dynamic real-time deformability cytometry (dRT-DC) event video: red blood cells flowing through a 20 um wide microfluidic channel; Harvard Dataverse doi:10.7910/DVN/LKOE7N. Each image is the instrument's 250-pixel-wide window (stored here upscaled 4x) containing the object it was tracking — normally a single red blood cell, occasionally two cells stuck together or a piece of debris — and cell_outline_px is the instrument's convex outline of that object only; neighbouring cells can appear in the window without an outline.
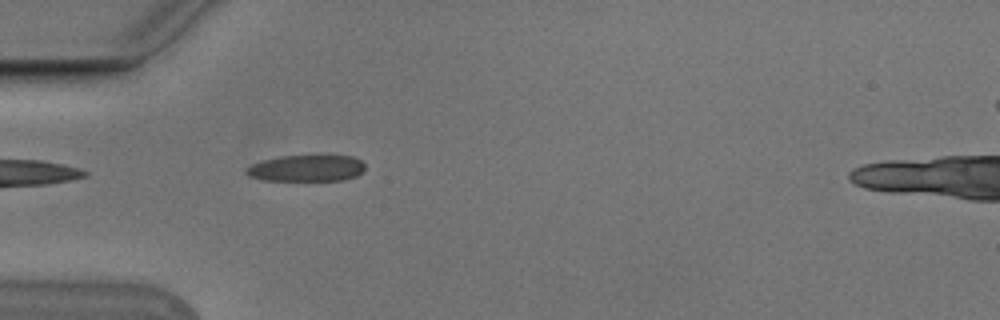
{"species": "Egyptian fruit bat (a non-hibernating species)", "species_latin": "Rousettus aegyptiacus", "temperature_condition": "cold", "stored_images_in_passage": 2, "camera_frame_rate_fps": 3000, "um_per_image_px": 0.085, "animal": {"sex": "male"}, "frame": {"image": 1, "passage_image": 2, "time_ms": 0.333, "image_size_px": [1000, 320], "cell_outline_px": [[364, 172], [356, 176], [344, 180], [264, 180], [248, 176], [244, 172], [252, 164], [264, 160], [280, 156], [324, 152], [352, 156], [360, 160], [364, 164]], "centroid_in_image_um": [26.13, 14.24], "position_along_channel_um": 58.9, "area_um2": 19.19}}